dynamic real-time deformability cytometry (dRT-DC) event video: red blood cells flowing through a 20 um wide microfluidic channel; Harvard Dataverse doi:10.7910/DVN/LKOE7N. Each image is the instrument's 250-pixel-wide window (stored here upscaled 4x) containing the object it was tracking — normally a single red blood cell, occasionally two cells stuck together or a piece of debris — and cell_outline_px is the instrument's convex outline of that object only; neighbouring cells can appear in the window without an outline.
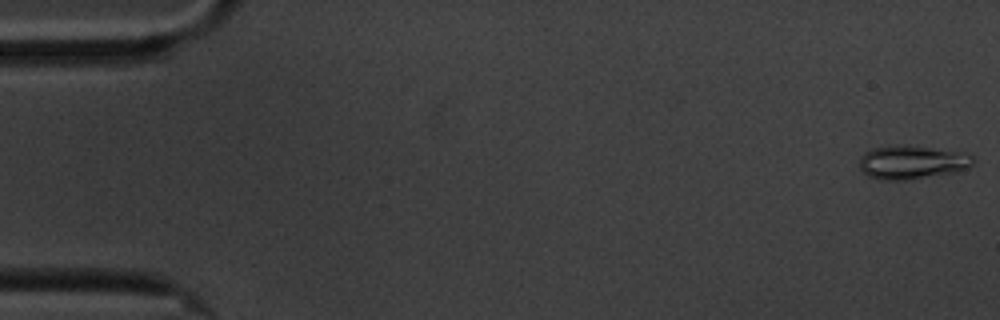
{"species": "common noctule bat (a hibernating species)", "species_latin": "Nyctalus noctula", "temperature_condition": "cold", "stored_images_in_passage": 9, "camera_frame_rate_fps": 3000, "um_per_image_px": 0.085, "animal": {"sex": "male", "body_mass_g": 20.1, "forearm_length_mm": 53.5}, "frame": {"image": 1, "passage_image": 1, "time_ms": 0.0, "image_size_px": [1000, 320], "cell_outline_px": [[976, 160], [968, 168], [952, 172], [912, 180], [880, 180], [868, 176], [860, 168], [860, 156], [864, 152], [872, 148], [928, 148], [960, 152], [972, 156]], "centroid_in_image_um": [77.51, 13.85], "position_along_channel_um": 7.5, "area_um2": 21.39}}
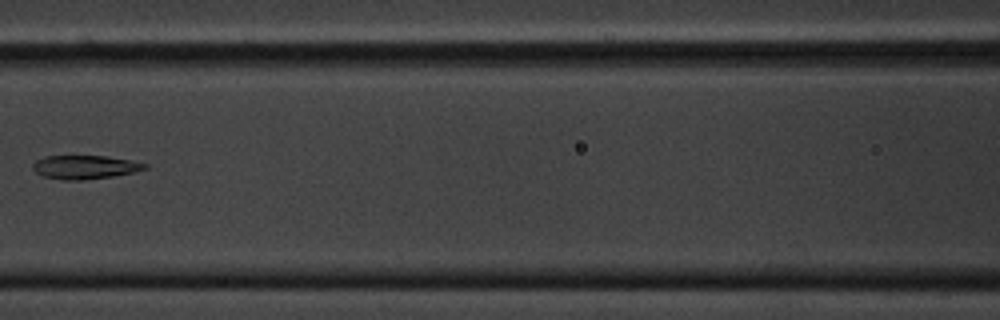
{"frame": {"image": 2, "passage_image": 8, "time_ms": 8.333, "image_size_px": [1000, 320], "cell_outline_px": [[148, 168], [132, 172], [112, 176], [84, 180], [60, 180], [40, 176], [32, 168], [32, 164], [36, 160], [44, 156], [104, 156], [128, 160], [148, 164]], "centroid_in_image_um": [7.14, 14.21], "position_along_channel_um": 159.5, "area_um2": 15.43}}
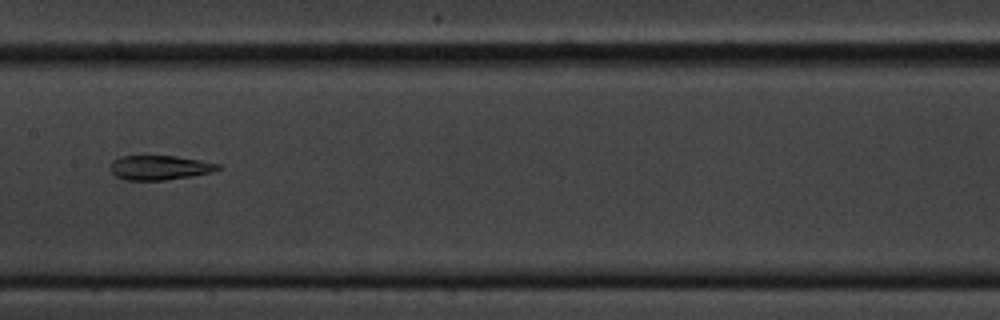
{"frame": {"image": 3, "passage_image": 9, "time_ms": 9.333, "image_size_px": [1000, 320], "cell_outline_px": [[220, 168], [212, 172], [192, 176], [164, 180], [124, 180], [116, 176], [108, 168], [112, 160], [120, 156], [176, 156], [200, 160], [220, 164]], "centroid_in_image_um": [13.53, 14.24], "position_along_channel_um": 193.9, "area_um2": 15.43}}